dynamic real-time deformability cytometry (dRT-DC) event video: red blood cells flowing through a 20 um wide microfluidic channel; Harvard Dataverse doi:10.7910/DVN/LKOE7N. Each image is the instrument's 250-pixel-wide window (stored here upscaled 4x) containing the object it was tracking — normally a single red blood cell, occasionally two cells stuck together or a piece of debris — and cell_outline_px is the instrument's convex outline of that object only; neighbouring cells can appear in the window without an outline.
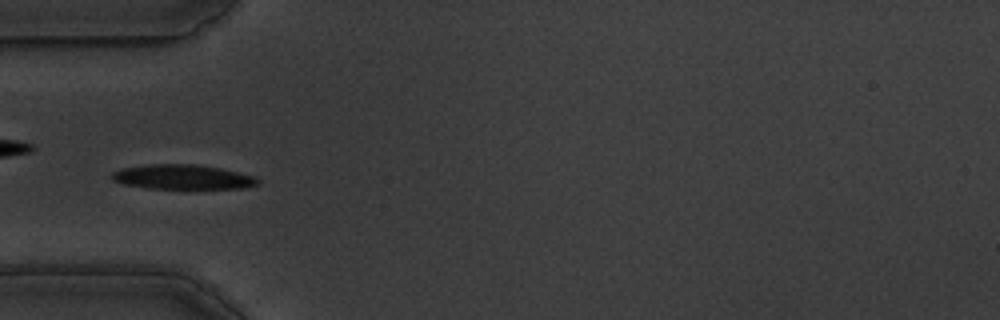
{"species": "common noctule bat (a hibernating species)", "species_latin": "Nyctalus noctula", "temperature_condition": "warm", "stored_images_in_passage": 40, "camera_frame_rate_fps": 3000, "um_per_image_px": 0.085, "animal": {"sex": "male", "body_mass_g": 19.5, "forearm_length_mm": 54.6}, "frame": {"image": 1, "passage_image": 1, "time_ms": 0.0, "image_size_px": [1000, 320], "cell_outline_px": [[260, 184], [244, 188], [148, 188], [124, 184], [112, 180], [108, 176], [112, 172], [124, 168], [152, 164], [196, 164], [220, 168], [252, 176], [260, 180]], "centroid_in_image_um": [15.5, 15.04], "position_along_channel_um": 69.5, "area_um2": 20.75}}
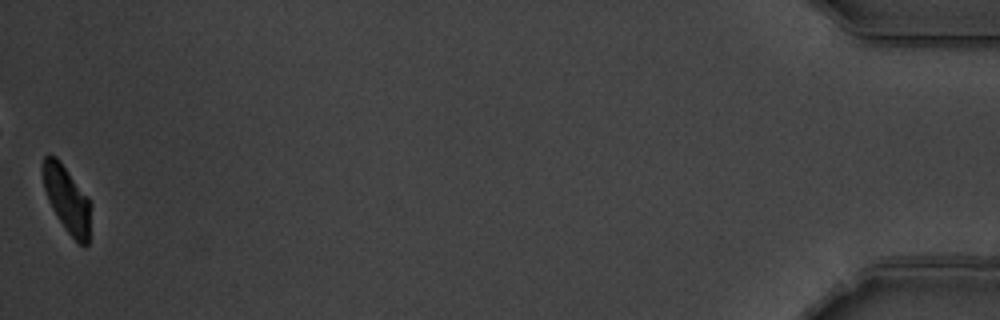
{"frame": {"image": 2, "passage_image": 40, "time_ms": 13.0, "image_size_px": [1000, 320], "cell_outline_px": [[92, 204], [88, 244], [84, 248], [68, 232], [52, 208], [48, 200], [44, 188], [44, 156], [48, 152], [56, 156], [60, 160], [88, 196]], "centroid_in_image_um": [5.74, 16.93], "position_along_channel_um": 429.5, "area_um2": 18.55}, "authors_computed_cell_mechanics": {"area_um2": 20.8658, "velocity_mm_per_s": 3.5045, "shape_relaxation_time_tau1_ms": 2.1174, "shape_relaxation_time_tau2_ms": 7.102, "deformation_change_tau1": 0.1108, "deformation_change_tau2": 0.129}}